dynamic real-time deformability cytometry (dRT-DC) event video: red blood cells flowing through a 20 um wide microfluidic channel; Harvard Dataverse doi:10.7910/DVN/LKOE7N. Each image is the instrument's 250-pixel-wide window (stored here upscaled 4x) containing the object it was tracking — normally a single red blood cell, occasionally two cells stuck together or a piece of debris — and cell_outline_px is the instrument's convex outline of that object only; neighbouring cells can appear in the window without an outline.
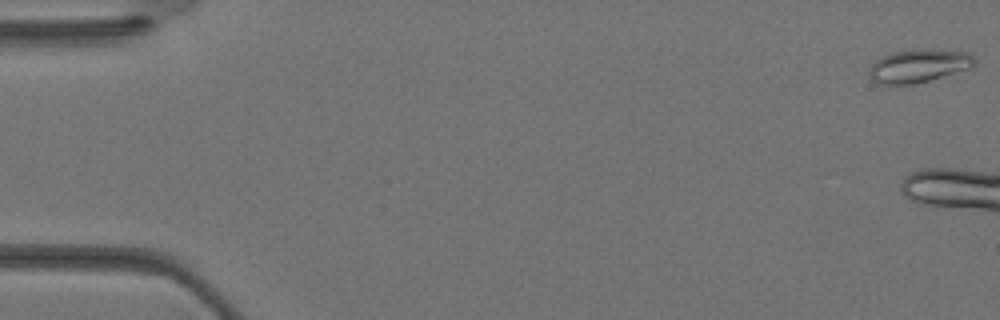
{"species": "Egyptian fruit bat (a non-hibernating species)", "species_latin": "Rousettus aegyptiacus", "temperature_condition": "warm", "stored_images_in_passage": 5, "camera_frame_rate_fps": 3000, "um_per_image_px": 0.085, "animal": {"sex": "female"}, "frame": {"image": 1, "passage_image": 1, "time_ms": 0.0, "image_size_px": [1000, 320], "cell_outline_px": [[976, 64], [968, 68], [928, 80], [912, 84], [876, 84], [872, 80], [868, 72], [868, 68], [880, 56], [892, 52], [912, 48], [928, 48], [968, 52], [976, 60]], "centroid_in_image_um": [78.03, 5.56], "position_along_channel_um": 7.0, "area_um2": 20.58}}